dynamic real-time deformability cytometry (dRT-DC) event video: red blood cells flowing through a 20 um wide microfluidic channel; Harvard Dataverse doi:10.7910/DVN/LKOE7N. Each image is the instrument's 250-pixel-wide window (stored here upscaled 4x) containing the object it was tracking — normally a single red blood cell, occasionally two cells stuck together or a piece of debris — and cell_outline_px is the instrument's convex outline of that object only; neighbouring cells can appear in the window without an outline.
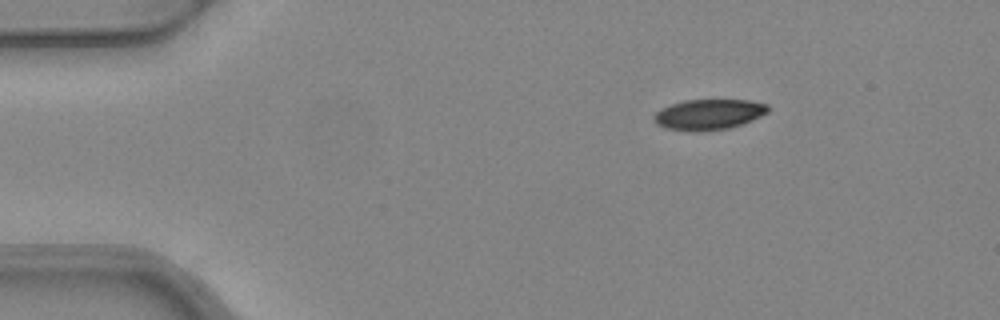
{"species": "common noctule bat (a hibernating species)", "species_latin": "Nyctalus noctula", "temperature_condition": "warm", "stored_images_in_passage": 3, "camera_frame_rate_fps": 3000, "um_per_image_px": 0.085, "animal": {"sex": "female", "body_mass_g": 24.6, "forearm_length_mm": 56.2}, "frame": {"image": 1, "passage_image": 1, "time_ms": 0.0, "image_size_px": [1000, 320], "cell_outline_px": [[768, 112], [752, 120], [728, 128], [696, 132], [688, 132], [664, 128], [656, 124], [652, 120], [652, 116], [660, 108], [684, 100], [748, 100], [768, 104]], "centroid_in_image_um": [60.17, 9.74], "position_along_channel_um": 24.8, "area_um2": 20.46}}